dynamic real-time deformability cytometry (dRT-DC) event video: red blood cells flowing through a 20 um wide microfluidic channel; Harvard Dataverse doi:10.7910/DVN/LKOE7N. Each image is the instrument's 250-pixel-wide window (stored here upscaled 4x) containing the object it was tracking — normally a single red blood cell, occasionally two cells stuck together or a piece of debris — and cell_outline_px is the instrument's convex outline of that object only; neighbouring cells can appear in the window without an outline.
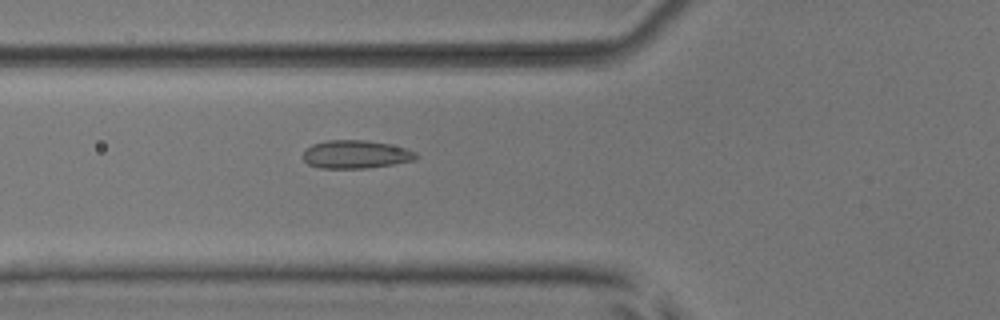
{"species": "common noctule bat (a hibernating species)", "species_latin": "Nyctalus noctula", "temperature_condition": "room temperature", "stored_images_in_passage": 6, "camera_frame_rate_fps": 3000, "um_per_image_px": 0.085, "animal": {"sex": "male", "body_mass_g": 17.9, "forearm_length_mm": 54.2}, "frame": {"image": 1, "passage_image": 6, "time_ms": 6.333, "image_size_px": [1000, 320], "cell_outline_px": [[420, 156], [416, 160], [392, 164], [364, 168], [320, 168], [308, 164], [304, 160], [304, 152], [312, 144], [328, 140], [368, 140], [388, 144], [404, 148], [416, 152]], "centroid_in_image_um": [30.26, 13.12], "position_along_channel_um": 95.5, "area_um2": 18.44}}